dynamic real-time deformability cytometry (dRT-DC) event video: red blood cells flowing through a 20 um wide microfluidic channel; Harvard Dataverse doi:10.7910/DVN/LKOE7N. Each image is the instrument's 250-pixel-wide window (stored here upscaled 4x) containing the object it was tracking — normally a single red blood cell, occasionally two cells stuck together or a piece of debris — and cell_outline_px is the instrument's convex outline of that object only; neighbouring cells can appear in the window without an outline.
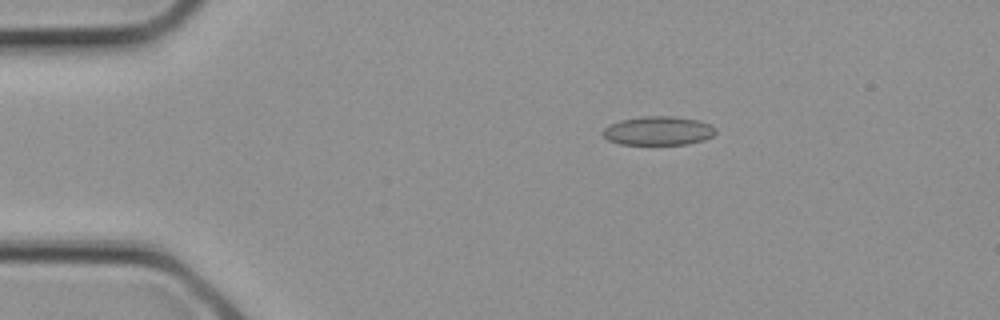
{"species": "common noctule bat (a hibernating species)", "species_latin": "Nyctalus noctula", "temperature_condition": "cold", "stored_images_in_passage": 2, "camera_frame_rate_fps": 3000, "um_per_image_px": 0.085, "animal": {"sex": "female", "body_mass_g": 21.9}, "frame": {"image": 1, "passage_image": 1, "time_ms": 0.0, "image_size_px": [1000, 320], "cell_outline_px": [[716, 132], [712, 136], [704, 140], [688, 144], [620, 144], [608, 140], [600, 132], [608, 124], [620, 120], [640, 116], [672, 116], [700, 120], [712, 124], [716, 128]], "centroid_in_image_um": [55.95, 11.1], "position_along_channel_um": 29.0, "area_um2": 19.25}}
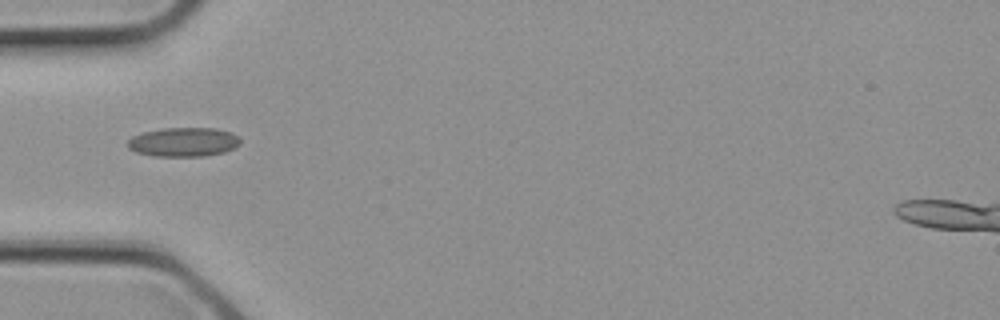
{"frame": {"image": 2, "passage_image": 2, "time_ms": 0.333, "image_size_px": [1000, 320], "cell_outline_px": [[240, 144], [236, 148], [224, 152], [204, 156], [152, 156], [136, 152], [128, 148], [128, 140], [132, 136], [144, 132], [164, 128], [216, 128], [232, 132], [240, 140]], "centroid_in_image_um": [15.61, 12.07], "position_along_channel_um": 69.4, "area_um2": 19.19}}